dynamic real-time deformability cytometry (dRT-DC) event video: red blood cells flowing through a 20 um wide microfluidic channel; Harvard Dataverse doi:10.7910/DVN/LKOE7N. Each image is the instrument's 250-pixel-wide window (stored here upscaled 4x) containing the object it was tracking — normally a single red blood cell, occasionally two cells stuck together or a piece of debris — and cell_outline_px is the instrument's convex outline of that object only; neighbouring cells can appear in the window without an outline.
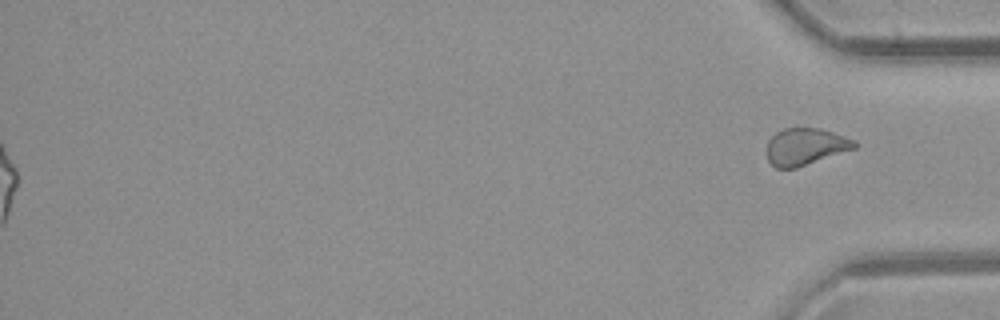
{"species": "common noctule bat (a hibernating species)", "species_latin": "Nyctalus noctula", "temperature_condition": "room temperature", "stored_images_in_passage": 45, "segment_of_instrument_passage": [2, 2], "camera_frame_rate_fps": 3000, "um_per_image_px": 0.085, "animal": {"sex": "female", "body_mass_g": 21.9}, "frame": {"image": 1, "passage_image": 45, "time_ms": 14.667, "image_size_px": [1000, 320], "cell_outline_px": [[860, 144], [856, 148], [796, 168], [776, 168], [768, 160], [768, 140], [776, 132], [784, 128], [820, 128], [856, 140]], "centroid_in_image_um": [68.49, 12.45], "position_along_channel_um": 366.7, "area_um2": 18.84}}